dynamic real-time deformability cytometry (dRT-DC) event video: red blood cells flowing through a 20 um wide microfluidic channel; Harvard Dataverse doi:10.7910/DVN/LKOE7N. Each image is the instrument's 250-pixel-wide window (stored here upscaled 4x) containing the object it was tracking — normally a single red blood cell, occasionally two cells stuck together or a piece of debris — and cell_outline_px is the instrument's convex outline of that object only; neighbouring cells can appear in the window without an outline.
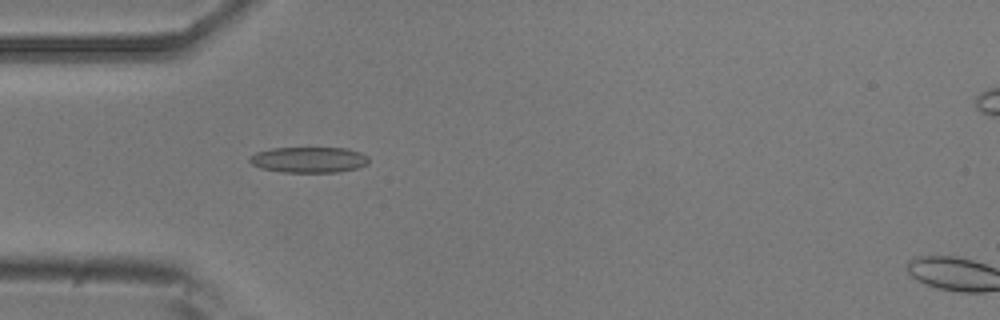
{"species": "common noctule bat (a hibernating species)", "species_latin": "Nyctalus noctula", "temperature_condition": "room temperature", "stored_images_in_passage": 1, "camera_frame_rate_fps": 3000, "um_per_image_px": 0.085, "animal": {"sex": "male", "body_mass_g": 20.5, "forearm_length_mm": 52.5}, "frame": {"image": 1, "passage_image": 1, "time_ms": 0.0, "image_size_px": [1000, 320], "cell_outline_px": [[368, 164], [360, 168], [340, 172], [280, 172], [260, 168], [252, 164], [248, 160], [248, 156], [256, 152], [272, 148], [344, 148], [360, 152], [368, 156]], "centroid_in_image_um": [26.25, 13.58], "position_along_channel_um": 58.8, "area_um2": 18.09}}